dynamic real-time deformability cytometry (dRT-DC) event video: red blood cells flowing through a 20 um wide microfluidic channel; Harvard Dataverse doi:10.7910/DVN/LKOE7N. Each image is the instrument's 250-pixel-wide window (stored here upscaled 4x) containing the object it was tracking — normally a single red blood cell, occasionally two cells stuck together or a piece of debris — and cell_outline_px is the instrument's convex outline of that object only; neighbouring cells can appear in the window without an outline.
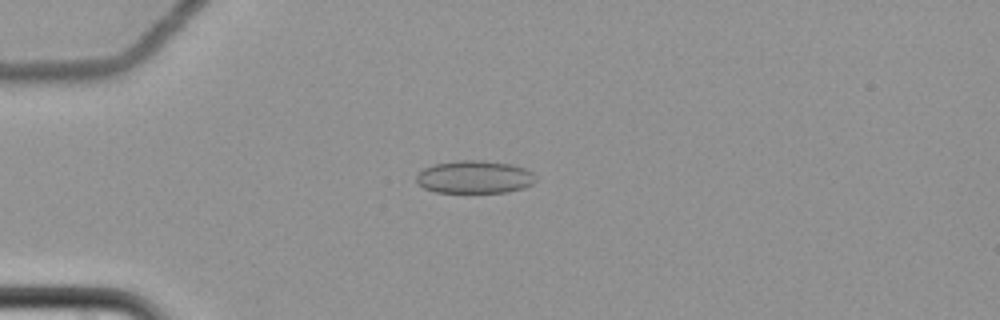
{"species": "common noctule bat (a hibernating species)", "species_latin": "Nyctalus noctula", "temperature_condition": "cold", "stored_images_in_passage": 48, "camera_frame_rate_fps": 3000, "um_per_image_px": 0.085, "animal": {"sex": "female", "body_mass_g": 22.7, "forearm_length_mm": 54.2}, "frame": {"image": 1, "passage_image": 5, "time_ms": 1.333, "image_size_px": [1000, 320], "cell_outline_px": [[536, 180], [532, 184], [524, 188], [508, 192], [436, 192], [424, 188], [416, 184], [416, 176], [424, 168], [436, 164], [456, 160], [480, 160], [512, 164], [524, 168], [532, 172], [536, 176]], "centroid_in_image_um": [40.34, 15.05], "position_along_channel_um": 44.7, "area_um2": 22.89}}
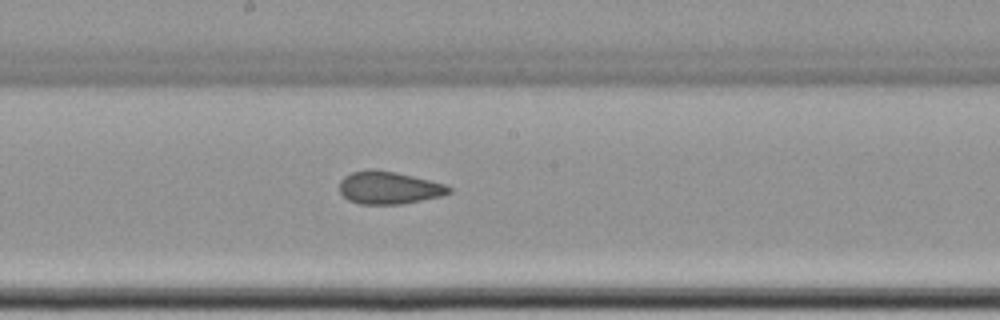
{"frame": {"image": 2, "passage_image": 22, "time_ms": 7.0, "image_size_px": [1000, 320], "cell_outline_px": [[452, 192], [444, 196], [400, 204], [360, 204], [348, 200], [340, 192], [340, 180], [344, 176], [352, 172], [368, 168], [372, 168], [396, 172], [444, 184], [452, 188]], "centroid_in_image_um": [33.05, 15.95], "position_along_channel_um": 215.2, "area_um2": 20.92}}
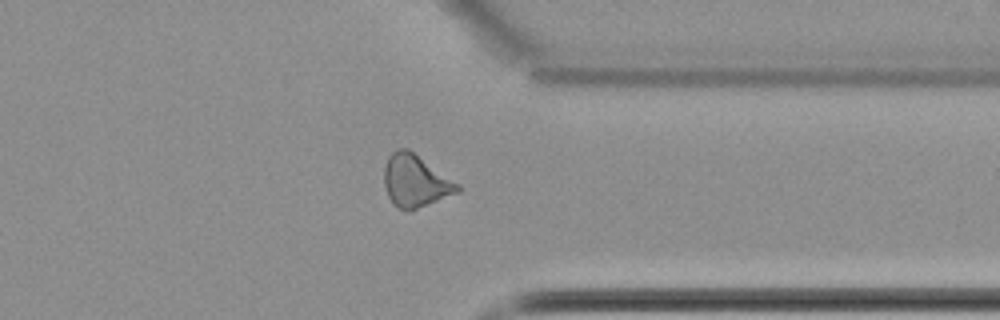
{"frame": {"image": 3, "passage_image": 36, "time_ms": 11.667, "image_size_px": [1000, 320], "cell_outline_px": [[460, 192], [416, 208], [400, 208], [392, 204], [388, 196], [384, 184], [384, 168], [388, 156], [396, 148], [408, 148], [460, 184]], "centroid_in_image_um": [35.3, 15.34], "position_along_channel_um": 376.1, "area_um2": 22.14}, "authors_computed_cell_mechanics": {"area_um2": 21.3571, "velocity_mm_per_s": 3.5019, "shape_relaxation_time_tau1_ms": null, "shape_relaxation_time_tau2_ms": 2.3645, "deformation_change_tau1": null, "deformation_change_tau2": 0.088}}